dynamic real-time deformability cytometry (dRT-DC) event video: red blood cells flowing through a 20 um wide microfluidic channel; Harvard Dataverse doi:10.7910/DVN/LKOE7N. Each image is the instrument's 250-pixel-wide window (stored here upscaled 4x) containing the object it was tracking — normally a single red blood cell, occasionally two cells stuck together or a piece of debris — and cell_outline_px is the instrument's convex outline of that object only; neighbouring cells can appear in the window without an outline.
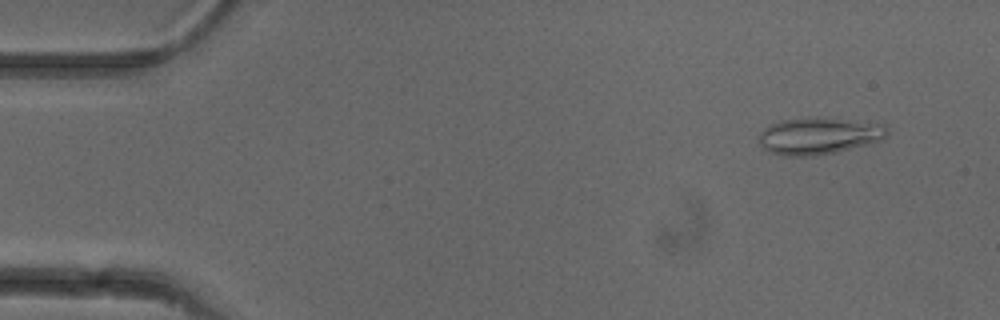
{"species": "common noctule bat (a hibernating species)", "species_latin": "Nyctalus noctula", "temperature_condition": "cold", "stored_images_in_passage": 51, "camera_frame_rate_fps": 3000, "um_per_image_px": 0.085, "animal": {"sex": "female"}, "frame": {"image": 1, "passage_image": 4, "time_ms": 1.0, "image_size_px": [1000, 320], "cell_outline_px": [[888, 136], [880, 140], [836, 152], [816, 156], [780, 156], [768, 152], [760, 144], [760, 132], [764, 128], [780, 120], [816, 116], [884, 120], [888, 128]], "centroid_in_image_um": [69.72, 11.5], "position_along_channel_um": 15.3, "area_um2": 28.78}}
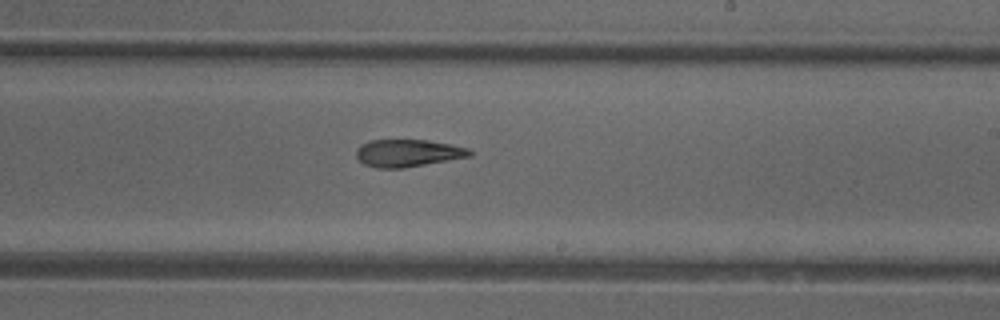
{"frame": {"image": 2, "passage_image": 30, "time_ms": 9.667, "image_size_px": [1000, 320], "cell_outline_px": [[472, 156], [404, 168], [376, 168], [364, 164], [356, 156], [356, 148], [360, 144], [372, 140], [428, 140], [452, 144], [468, 148], [472, 152]], "centroid_in_image_um": [34.67, 13.01], "position_along_channel_um": 254.3, "area_um2": 18.21}}
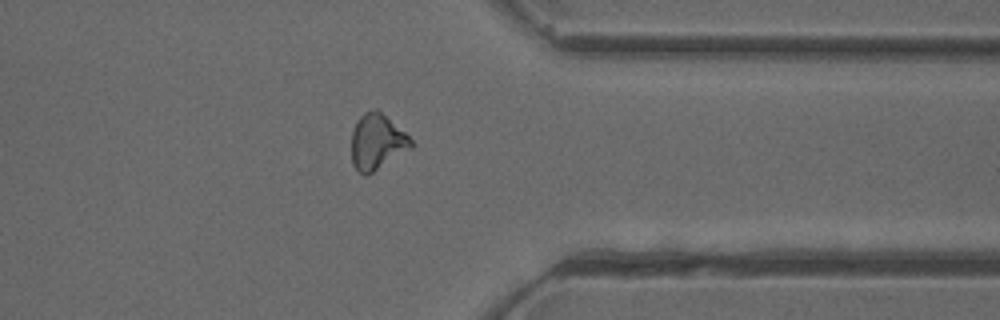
{"frame": {"image": 3, "passage_image": 40, "time_ms": 13.0, "image_size_px": [1000, 320], "cell_outline_px": [[416, 144], [412, 148], [368, 176], [364, 176], [352, 164], [352, 132], [356, 120], [364, 112], [376, 108], [404, 132]], "centroid_in_image_um": [32.05, 12.08], "position_along_channel_um": 379.4, "area_um2": 19.42}, "authors_computed_cell_mechanics": {"area_um2": 19.363, "velocity_mm_per_s": 3.9844, "shape_relaxation_time_tau1_ms": 10.9099, "shape_relaxation_time_tau2_ms": 4.214, "deformation_change_tau1": 0.2395, "deformation_change_tau2": 0.1343}}